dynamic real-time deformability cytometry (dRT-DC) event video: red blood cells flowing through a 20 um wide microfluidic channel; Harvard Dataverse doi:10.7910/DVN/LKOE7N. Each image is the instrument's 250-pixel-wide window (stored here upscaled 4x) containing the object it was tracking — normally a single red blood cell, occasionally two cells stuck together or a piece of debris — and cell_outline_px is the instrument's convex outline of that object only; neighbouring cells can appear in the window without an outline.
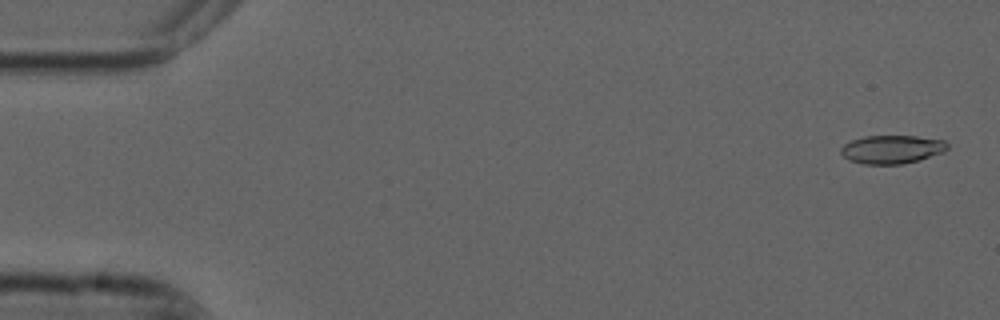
{"species": "common noctule bat (a hibernating species)", "species_latin": "Nyctalus noctula", "temperature_condition": "cold", "stored_images_in_passage": 4, "camera_frame_rate_fps": 3000, "um_per_image_px": 0.085, "animal": {"sex": "male", "forearm_length_mm": 52.5}, "frame": {"image": 1, "passage_image": 1, "time_ms": 0.0, "image_size_px": [1000, 320], "cell_outline_px": [[948, 148], [944, 152], [904, 164], [864, 164], [848, 160], [840, 152], [840, 148], [844, 144], [852, 140], [864, 136], [916, 136], [944, 140], [948, 144]], "centroid_in_image_um": [75.8, 12.69], "position_along_channel_um": 9.2, "area_um2": 17.63}}
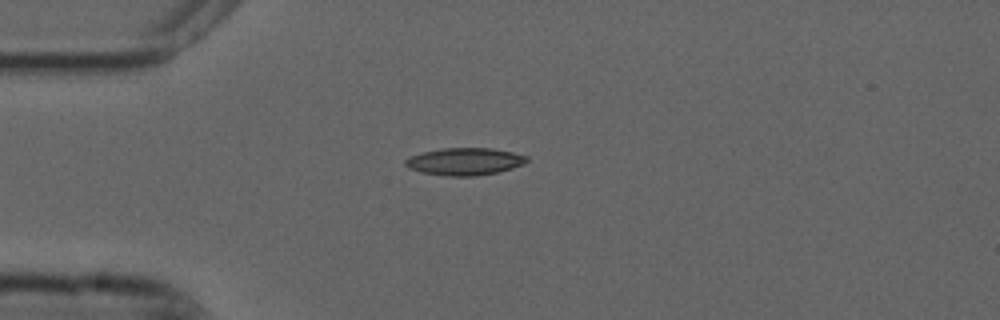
{"frame": {"image": 2, "passage_image": 4, "time_ms": 1.0, "image_size_px": [1000, 320], "cell_outline_px": [[528, 160], [524, 164], [512, 168], [496, 172], [476, 176], [448, 176], [420, 172], [408, 168], [404, 164], [404, 160], [412, 156], [424, 152], [444, 148], [492, 148], [512, 152], [528, 156]], "centroid_in_image_um": [39.5, 13.73], "position_along_channel_um": 45.5, "area_um2": 19.25}}